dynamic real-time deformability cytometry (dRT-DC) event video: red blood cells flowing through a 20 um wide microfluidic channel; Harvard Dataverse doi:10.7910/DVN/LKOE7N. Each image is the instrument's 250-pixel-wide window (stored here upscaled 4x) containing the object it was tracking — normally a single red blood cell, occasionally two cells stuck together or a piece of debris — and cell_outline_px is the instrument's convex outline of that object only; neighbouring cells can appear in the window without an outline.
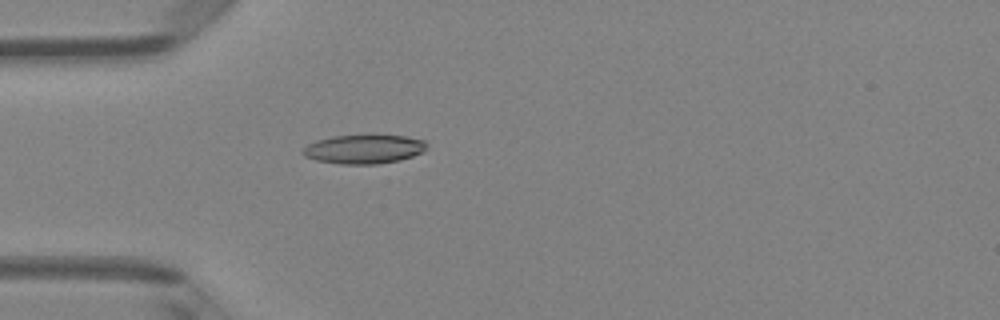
{"species": "Egyptian fruit bat (a non-hibernating species)", "species_latin": "Rousettus aegyptiacus", "temperature_condition": "room temperature", "stored_images_in_passage": 4, "camera_frame_rate_fps": 3000, "um_per_image_px": 0.085, "animal": {"sex": "female"}, "frame": {"image": 1, "passage_image": 4, "time_ms": 4.333, "image_size_px": [1000, 320], "cell_outline_px": [[428, 148], [424, 152], [400, 160], [376, 164], [340, 164], [316, 160], [304, 156], [304, 148], [308, 144], [316, 140], [332, 136], [404, 136], [424, 140], [428, 144]], "centroid_in_image_um": [30.97, 12.69], "position_along_channel_um": 54.0, "area_um2": 20.75}}